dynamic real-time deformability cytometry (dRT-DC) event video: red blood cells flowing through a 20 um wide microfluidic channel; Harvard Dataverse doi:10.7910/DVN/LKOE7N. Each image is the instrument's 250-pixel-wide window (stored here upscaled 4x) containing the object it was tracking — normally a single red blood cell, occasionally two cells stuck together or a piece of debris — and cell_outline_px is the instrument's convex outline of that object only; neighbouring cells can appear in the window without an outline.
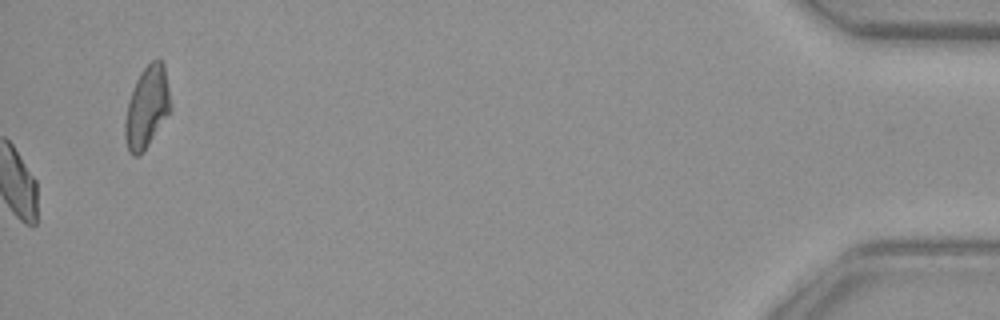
{"species": "common noctule bat (a hibernating species)", "species_latin": "Nyctalus noctula", "temperature_condition": "warm", "stored_images_in_passage": 51, "camera_frame_rate_fps": 3000, "um_per_image_px": 0.085, "animal": {"sex": "female", "body_mass_g": 29.2, "forearm_length_mm": 56.3}, "frame": {"image": 1, "passage_image": 51, "time_ms": 16.667, "image_size_px": [1000, 320], "cell_outline_px": [[172, 108], [140, 156], [132, 156], [128, 152], [124, 136], [124, 120], [128, 100], [136, 80], [140, 72], [152, 60], [160, 60], [164, 64]], "centroid_in_image_um": [12.46, 9.13], "position_along_channel_um": 422.7, "area_um2": 21.62}}